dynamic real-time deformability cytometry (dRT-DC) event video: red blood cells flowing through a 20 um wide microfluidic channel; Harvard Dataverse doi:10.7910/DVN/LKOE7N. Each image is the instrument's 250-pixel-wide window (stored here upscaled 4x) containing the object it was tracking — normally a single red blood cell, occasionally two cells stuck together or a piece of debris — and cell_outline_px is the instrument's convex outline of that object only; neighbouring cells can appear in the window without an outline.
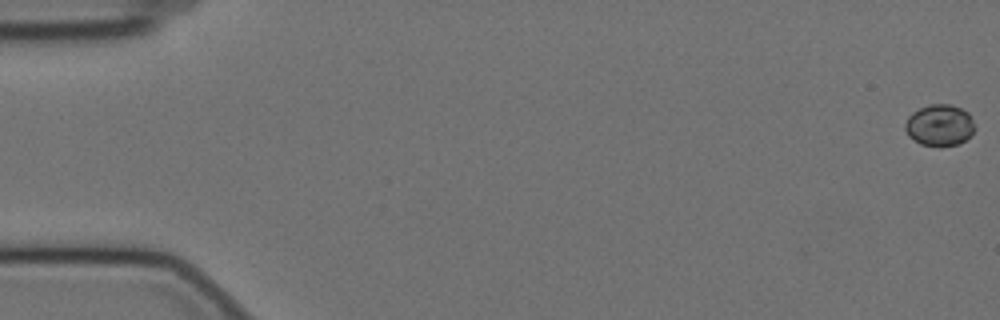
{"species": "Egyptian fruit bat (a non-hibernating species)", "species_latin": "Rousettus aegyptiacus", "temperature_condition": "cold", "stored_images_in_passage": 10, "camera_frame_rate_fps": 3000, "um_per_image_px": 0.085, "animal": {"sex": "female"}, "frame": {"image": 1, "passage_image": 1, "time_ms": 0.0, "image_size_px": [1000, 320], "cell_outline_px": [[976, 128], [972, 136], [960, 144], [940, 148], [920, 144], [912, 140], [908, 136], [904, 128], [904, 124], [908, 116], [912, 112], [928, 104], [952, 104], [968, 112], [972, 116], [976, 124]], "centroid_in_image_um": [79.89, 10.67], "position_along_channel_um": 5.1, "area_um2": 17.63}}